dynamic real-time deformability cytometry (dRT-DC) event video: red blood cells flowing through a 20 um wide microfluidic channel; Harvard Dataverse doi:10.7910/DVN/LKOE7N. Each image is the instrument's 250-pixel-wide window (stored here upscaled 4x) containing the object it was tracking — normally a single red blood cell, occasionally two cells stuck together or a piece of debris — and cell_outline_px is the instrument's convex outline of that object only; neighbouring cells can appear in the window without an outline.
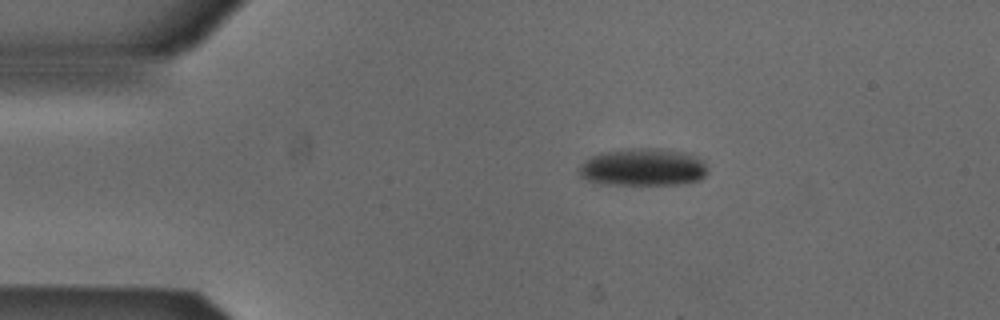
{"species": "Egyptian fruit bat (a non-hibernating species)", "species_latin": "Rousettus aegyptiacus", "temperature_condition": "cold", "stored_images_in_passage": 3, "camera_frame_rate_fps": 3000, "um_per_image_px": 0.085, "animal": {"sex": "male"}, "frame": {"image": 1, "passage_image": 1, "time_ms": 0.0, "image_size_px": [1000, 320], "cell_outline_px": [[708, 172], [700, 180], [680, 184], [600, 184], [588, 180], [580, 176], [576, 172], [576, 168], [584, 160], [600, 152], [640, 148], [660, 148], [684, 152], [696, 156], [704, 160]], "centroid_in_image_um": [54.63, 14.21], "position_along_channel_um": 30.4, "area_um2": 28.38}}